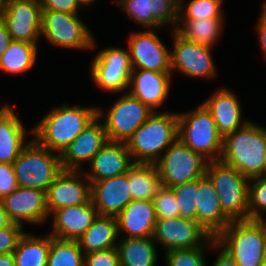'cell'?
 Listing matches in <instances>:
<instances>
[{"instance_id":"obj_1","label":"cell","mask_w":266,"mask_h":266,"mask_svg":"<svg viewBox=\"0 0 266 266\" xmlns=\"http://www.w3.org/2000/svg\"><path fill=\"white\" fill-rule=\"evenodd\" d=\"M97 117L96 107H70L63 104L52 109L29 131L39 145L61 154Z\"/></svg>"},{"instance_id":"obj_2","label":"cell","mask_w":266,"mask_h":266,"mask_svg":"<svg viewBox=\"0 0 266 266\" xmlns=\"http://www.w3.org/2000/svg\"><path fill=\"white\" fill-rule=\"evenodd\" d=\"M266 129L248 121L223 138L220 161L240 171L245 177L264 175Z\"/></svg>"},{"instance_id":"obj_3","label":"cell","mask_w":266,"mask_h":266,"mask_svg":"<svg viewBox=\"0 0 266 266\" xmlns=\"http://www.w3.org/2000/svg\"><path fill=\"white\" fill-rule=\"evenodd\" d=\"M177 139L178 114L156 111L134 131L126 144L134 163L155 164L162 151Z\"/></svg>"},{"instance_id":"obj_4","label":"cell","mask_w":266,"mask_h":266,"mask_svg":"<svg viewBox=\"0 0 266 266\" xmlns=\"http://www.w3.org/2000/svg\"><path fill=\"white\" fill-rule=\"evenodd\" d=\"M215 246H223L238 266H260L266 259L262 219L232 221L215 237Z\"/></svg>"},{"instance_id":"obj_5","label":"cell","mask_w":266,"mask_h":266,"mask_svg":"<svg viewBox=\"0 0 266 266\" xmlns=\"http://www.w3.org/2000/svg\"><path fill=\"white\" fill-rule=\"evenodd\" d=\"M39 145L34 139L22 149L12 166L18 187L48 190L63 171L60 154Z\"/></svg>"},{"instance_id":"obj_6","label":"cell","mask_w":266,"mask_h":266,"mask_svg":"<svg viewBox=\"0 0 266 266\" xmlns=\"http://www.w3.org/2000/svg\"><path fill=\"white\" fill-rule=\"evenodd\" d=\"M178 139L210 161H219L221 158L223 137L203 103L190 113L178 114Z\"/></svg>"},{"instance_id":"obj_7","label":"cell","mask_w":266,"mask_h":266,"mask_svg":"<svg viewBox=\"0 0 266 266\" xmlns=\"http://www.w3.org/2000/svg\"><path fill=\"white\" fill-rule=\"evenodd\" d=\"M206 175L212 181L222 211L232 220H248L249 178L222 161H210Z\"/></svg>"},{"instance_id":"obj_8","label":"cell","mask_w":266,"mask_h":266,"mask_svg":"<svg viewBox=\"0 0 266 266\" xmlns=\"http://www.w3.org/2000/svg\"><path fill=\"white\" fill-rule=\"evenodd\" d=\"M209 163L210 160L203 154L194 152L177 139L155 165L161 186L171 188L201 178L206 174Z\"/></svg>"},{"instance_id":"obj_9","label":"cell","mask_w":266,"mask_h":266,"mask_svg":"<svg viewBox=\"0 0 266 266\" xmlns=\"http://www.w3.org/2000/svg\"><path fill=\"white\" fill-rule=\"evenodd\" d=\"M54 46L93 49L94 38L77 14L42 10L41 36Z\"/></svg>"},{"instance_id":"obj_10","label":"cell","mask_w":266,"mask_h":266,"mask_svg":"<svg viewBox=\"0 0 266 266\" xmlns=\"http://www.w3.org/2000/svg\"><path fill=\"white\" fill-rule=\"evenodd\" d=\"M139 99L125 92L108 110L103 119L109 141L123 142L132 137L134 131L141 126L153 113Z\"/></svg>"},{"instance_id":"obj_11","label":"cell","mask_w":266,"mask_h":266,"mask_svg":"<svg viewBox=\"0 0 266 266\" xmlns=\"http://www.w3.org/2000/svg\"><path fill=\"white\" fill-rule=\"evenodd\" d=\"M153 239L165 247L166 252L202 247L204 243L215 247V238L197 221L180 217L157 218Z\"/></svg>"},{"instance_id":"obj_12","label":"cell","mask_w":266,"mask_h":266,"mask_svg":"<svg viewBox=\"0 0 266 266\" xmlns=\"http://www.w3.org/2000/svg\"><path fill=\"white\" fill-rule=\"evenodd\" d=\"M94 83L106 92H122L129 87L132 67L129 50L111 47L101 50L91 62Z\"/></svg>"},{"instance_id":"obj_13","label":"cell","mask_w":266,"mask_h":266,"mask_svg":"<svg viewBox=\"0 0 266 266\" xmlns=\"http://www.w3.org/2000/svg\"><path fill=\"white\" fill-rule=\"evenodd\" d=\"M0 19L12 40L38 43L41 36L42 7L34 0H3Z\"/></svg>"},{"instance_id":"obj_14","label":"cell","mask_w":266,"mask_h":266,"mask_svg":"<svg viewBox=\"0 0 266 266\" xmlns=\"http://www.w3.org/2000/svg\"><path fill=\"white\" fill-rule=\"evenodd\" d=\"M173 51L170 52L171 70L177 69L189 77L210 78L216 76L211 47L180 36L175 30Z\"/></svg>"},{"instance_id":"obj_15","label":"cell","mask_w":266,"mask_h":266,"mask_svg":"<svg viewBox=\"0 0 266 266\" xmlns=\"http://www.w3.org/2000/svg\"><path fill=\"white\" fill-rule=\"evenodd\" d=\"M128 42L132 69L172 72L170 52L154 32L132 33Z\"/></svg>"},{"instance_id":"obj_16","label":"cell","mask_w":266,"mask_h":266,"mask_svg":"<svg viewBox=\"0 0 266 266\" xmlns=\"http://www.w3.org/2000/svg\"><path fill=\"white\" fill-rule=\"evenodd\" d=\"M102 112L98 108V117L60 154L63 170L79 171L81 163L91 162L94 155L109 141L104 123L100 121Z\"/></svg>"},{"instance_id":"obj_17","label":"cell","mask_w":266,"mask_h":266,"mask_svg":"<svg viewBox=\"0 0 266 266\" xmlns=\"http://www.w3.org/2000/svg\"><path fill=\"white\" fill-rule=\"evenodd\" d=\"M1 201L11 222L21 226L24 222L42 223L50 216L46 191L41 189L17 187Z\"/></svg>"},{"instance_id":"obj_18","label":"cell","mask_w":266,"mask_h":266,"mask_svg":"<svg viewBox=\"0 0 266 266\" xmlns=\"http://www.w3.org/2000/svg\"><path fill=\"white\" fill-rule=\"evenodd\" d=\"M80 173L63 170L49 186L46 192L49 215L57 209L91 202V182L87 177L86 182L80 180Z\"/></svg>"},{"instance_id":"obj_19","label":"cell","mask_w":266,"mask_h":266,"mask_svg":"<svg viewBox=\"0 0 266 266\" xmlns=\"http://www.w3.org/2000/svg\"><path fill=\"white\" fill-rule=\"evenodd\" d=\"M141 26L159 27L179 21V0H115Z\"/></svg>"},{"instance_id":"obj_20","label":"cell","mask_w":266,"mask_h":266,"mask_svg":"<svg viewBox=\"0 0 266 266\" xmlns=\"http://www.w3.org/2000/svg\"><path fill=\"white\" fill-rule=\"evenodd\" d=\"M132 201L128 172L91 182V202L99 215L117 216Z\"/></svg>"},{"instance_id":"obj_21","label":"cell","mask_w":266,"mask_h":266,"mask_svg":"<svg viewBox=\"0 0 266 266\" xmlns=\"http://www.w3.org/2000/svg\"><path fill=\"white\" fill-rule=\"evenodd\" d=\"M90 171L86 176L90 182H96L124 175L135 164L127 144L108 141L90 162Z\"/></svg>"},{"instance_id":"obj_22","label":"cell","mask_w":266,"mask_h":266,"mask_svg":"<svg viewBox=\"0 0 266 266\" xmlns=\"http://www.w3.org/2000/svg\"><path fill=\"white\" fill-rule=\"evenodd\" d=\"M52 237L77 241L98 217V211L90 202L87 205H73L54 210Z\"/></svg>"},{"instance_id":"obj_23","label":"cell","mask_w":266,"mask_h":266,"mask_svg":"<svg viewBox=\"0 0 266 266\" xmlns=\"http://www.w3.org/2000/svg\"><path fill=\"white\" fill-rule=\"evenodd\" d=\"M196 208V221L214 238L232 222L222 211L218 193L206 174L198 179Z\"/></svg>"},{"instance_id":"obj_24","label":"cell","mask_w":266,"mask_h":266,"mask_svg":"<svg viewBox=\"0 0 266 266\" xmlns=\"http://www.w3.org/2000/svg\"><path fill=\"white\" fill-rule=\"evenodd\" d=\"M171 75L172 72L132 69L129 80L132 89L128 92L156 112L168 96Z\"/></svg>"},{"instance_id":"obj_25","label":"cell","mask_w":266,"mask_h":266,"mask_svg":"<svg viewBox=\"0 0 266 266\" xmlns=\"http://www.w3.org/2000/svg\"><path fill=\"white\" fill-rule=\"evenodd\" d=\"M156 219L153 201L132 200L116 216L118 233L127 232V238L153 237Z\"/></svg>"},{"instance_id":"obj_26","label":"cell","mask_w":266,"mask_h":266,"mask_svg":"<svg viewBox=\"0 0 266 266\" xmlns=\"http://www.w3.org/2000/svg\"><path fill=\"white\" fill-rule=\"evenodd\" d=\"M203 104L211 112L218 132L223 138L248 122H241L242 107L238 98L229 89H219Z\"/></svg>"},{"instance_id":"obj_27","label":"cell","mask_w":266,"mask_h":266,"mask_svg":"<svg viewBox=\"0 0 266 266\" xmlns=\"http://www.w3.org/2000/svg\"><path fill=\"white\" fill-rule=\"evenodd\" d=\"M27 130L8 104L0 107V163L13 164L22 149Z\"/></svg>"},{"instance_id":"obj_28","label":"cell","mask_w":266,"mask_h":266,"mask_svg":"<svg viewBox=\"0 0 266 266\" xmlns=\"http://www.w3.org/2000/svg\"><path fill=\"white\" fill-rule=\"evenodd\" d=\"M119 236L115 216L98 215L93 224L77 240L84 255L110 248H116Z\"/></svg>"},{"instance_id":"obj_29","label":"cell","mask_w":266,"mask_h":266,"mask_svg":"<svg viewBox=\"0 0 266 266\" xmlns=\"http://www.w3.org/2000/svg\"><path fill=\"white\" fill-rule=\"evenodd\" d=\"M156 245L153 237L127 238L117 244L120 266H155Z\"/></svg>"},{"instance_id":"obj_30","label":"cell","mask_w":266,"mask_h":266,"mask_svg":"<svg viewBox=\"0 0 266 266\" xmlns=\"http://www.w3.org/2000/svg\"><path fill=\"white\" fill-rule=\"evenodd\" d=\"M128 183L132 200L152 201L161 187L160 175L156 165L135 163L128 170Z\"/></svg>"},{"instance_id":"obj_31","label":"cell","mask_w":266,"mask_h":266,"mask_svg":"<svg viewBox=\"0 0 266 266\" xmlns=\"http://www.w3.org/2000/svg\"><path fill=\"white\" fill-rule=\"evenodd\" d=\"M223 19L203 18L198 20H179L174 30L186 40L212 47L222 34ZM181 23H183V26Z\"/></svg>"},{"instance_id":"obj_32","label":"cell","mask_w":266,"mask_h":266,"mask_svg":"<svg viewBox=\"0 0 266 266\" xmlns=\"http://www.w3.org/2000/svg\"><path fill=\"white\" fill-rule=\"evenodd\" d=\"M51 235L37 237L24 233L13 252L16 266H47Z\"/></svg>"},{"instance_id":"obj_33","label":"cell","mask_w":266,"mask_h":266,"mask_svg":"<svg viewBox=\"0 0 266 266\" xmlns=\"http://www.w3.org/2000/svg\"><path fill=\"white\" fill-rule=\"evenodd\" d=\"M37 54V44L12 40L0 56V69L9 74L25 72L34 66Z\"/></svg>"},{"instance_id":"obj_34","label":"cell","mask_w":266,"mask_h":266,"mask_svg":"<svg viewBox=\"0 0 266 266\" xmlns=\"http://www.w3.org/2000/svg\"><path fill=\"white\" fill-rule=\"evenodd\" d=\"M77 241L51 236L47 266H84V253Z\"/></svg>"},{"instance_id":"obj_35","label":"cell","mask_w":266,"mask_h":266,"mask_svg":"<svg viewBox=\"0 0 266 266\" xmlns=\"http://www.w3.org/2000/svg\"><path fill=\"white\" fill-rule=\"evenodd\" d=\"M222 2V0H190L185 9L183 0H179V20L223 18Z\"/></svg>"},{"instance_id":"obj_36","label":"cell","mask_w":266,"mask_h":266,"mask_svg":"<svg viewBox=\"0 0 266 266\" xmlns=\"http://www.w3.org/2000/svg\"><path fill=\"white\" fill-rule=\"evenodd\" d=\"M183 220H195L197 213L198 179L175 187H171Z\"/></svg>"},{"instance_id":"obj_37","label":"cell","mask_w":266,"mask_h":266,"mask_svg":"<svg viewBox=\"0 0 266 266\" xmlns=\"http://www.w3.org/2000/svg\"><path fill=\"white\" fill-rule=\"evenodd\" d=\"M260 210L266 212V175L249 179L248 219H262Z\"/></svg>"},{"instance_id":"obj_38","label":"cell","mask_w":266,"mask_h":266,"mask_svg":"<svg viewBox=\"0 0 266 266\" xmlns=\"http://www.w3.org/2000/svg\"><path fill=\"white\" fill-rule=\"evenodd\" d=\"M152 201L156 218L179 217L178 204L171 188L161 186Z\"/></svg>"},{"instance_id":"obj_39","label":"cell","mask_w":266,"mask_h":266,"mask_svg":"<svg viewBox=\"0 0 266 266\" xmlns=\"http://www.w3.org/2000/svg\"><path fill=\"white\" fill-rule=\"evenodd\" d=\"M205 244L193 249L166 252V266H206L203 258Z\"/></svg>"},{"instance_id":"obj_40","label":"cell","mask_w":266,"mask_h":266,"mask_svg":"<svg viewBox=\"0 0 266 266\" xmlns=\"http://www.w3.org/2000/svg\"><path fill=\"white\" fill-rule=\"evenodd\" d=\"M23 226L11 223L9 226L0 230V255L13 253L17 247L19 239L25 233Z\"/></svg>"},{"instance_id":"obj_41","label":"cell","mask_w":266,"mask_h":266,"mask_svg":"<svg viewBox=\"0 0 266 266\" xmlns=\"http://www.w3.org/2000/svg\"><path fill=\"white\" fill-rule=\"evenodd\" d=\"M84 266H120L117 247L84 255Z\"/></svg>"},{"instance_id":"obj_42","label":"cell","mask_w":266,"mask_h":266,"mask_svg":"<svg viewBox=\"0 0 266 266\" xmlns=\"http://www.w3.org/2000/svg\"><path fill=\"white\" fill-rule=\"evenodd\" d=\"M18 187L12 164L0 163V199Z\"/></svg>"},{"instance_id":"obj_43","label":"cell","mask_w":266,"mask_h":266,"mask_svg":"<svg viewBox=\"0 0 266 266\" xmlns=\"http://www.w3.org/2000/svg\"><path fill=\"white\" fill-rule=\"evenodd\" d=\"M42 10H50L64 12L69 14H77L79 6H82L78 0H42Z\"/></svg>"},{"instance_id":"obj_44","label":"cell","mask_w":266,"mask_h":266,"mask_svg":"<svg viewBox=\"0 0 266 266\" xmlns=\"http://www.w3.org/2000/svg\"><path fill=\"white\" fill-rule=\"evenodd\" d=\"M256 29L261 44L262 52H264L266 58V3H264L263 5Z\"/></svg>"},{"instance_id":"obj_45","label":"cell","mask_w":266,"mask_h":266,"mask_svg":"<svg viewBox=\"0 0 266 266\" xmlns=\"http://www.w3.org/2000/svg\"><path fill=\"white\" fill-rule=\"evenodd\" d=\"M11 41L12 39L9 32L7 31L6 25L0 19V56L7 49Z\"/></svg>"},{"instance_id":"obj_46","label":"cell","mask_w":266,"mask_h":266,"mask_svg":"<svg viewBox=\"0 0 266 266\" xmlns=\"http://www.w3.org/2000/svg\"><path fill=\"white\" fill-rule=\"evenodd\" d=\"M212 266H238L237 262L223 249Z\"/></svg>"},{"instance_id":"obj_47","label":"cell","mask_w":266,"mask_h":266,"mask_svg":"<svg viewBox=\"0 0 266 266\" xmlns=\"http://www.w3.org/2000/svg\"><path fill=\"white\" fill-rule=\"evenodd\" d=\"M11 220L8 218L7 212L4 209L3 203L0 199V230L11 224Z\"/></svg>"},{"instance_id":"obj_48","label":"cell","mask_w":266,"mask_h":266,"mask_svg":"<svg viewBox=\"0 0 266 266\" xmlns=\"http://www.w3.org/2000/svg\"><path fill=\"white\" fill-rule=\"evenodd\" d=\"M0 266H16L13 253L0 255Z\"/></svg>"},{"instance_id":"obj_49","label":"cell","mask_w":266,"mask_h":266,"mask_svg":"<svg viewBox=\"0 0 266 266\" xmlns=\"http://www.w3.org/2000/svg\"><path fill=\"white\" fill-rule=\"evenodd\" d=\"M262 229H263V235H264V240H265V248H266V220L262 218Z\"/></svg>"},{"instance_id":"obj_50","label":"cell","mask_w":266,"mask_h":266,"mask_svg":"<svg viewBox=\"0 0 266 266\" xmlns=\"http://www.w3.org/2000/svg\"><path fill=\"white\" fill-rule=\"evenodd\" d=\"M79 1V3L81 4V5H89V4H91L92 2H94V0H78Z\"/></svg>"},{"instance_id":"obj_51","label":"cell","mask_w":266,"mask_h":266,"mask_svg":"<svg viewBox=\"0 0 266 266\" xmlns=\"http://www.w3.org/2000/svg\"><path fill=\"white\" fill-rule=\"evenodd\" d=\"M263 164H264V175H266V151H265V154L263 156Z\"/></svg>"},{"instance_id":"obj_52","label":"cell","mask_w":266,"mask_h":266,"mask_svg":"<svg viewBox=\"0 0 266 266\" xmlns=\"http://www.w3.org/2000/svg\"><path fill=\"white\" fill-rule=\"evenodd\" d=\"M2 1H3V0H0V17H1Z\"/></svg>"},{"instance_id":"obj_53","label":"cell","mask_w":266,"mask_h":266,"mask_svg":"<svg viewBox=\"0 0 266 266\" xmlns=\"http://www.w3.org/2000/svg\"><path fill=\"white\" fill-rule=\"evenodd\" d=\"M260 266H266V259L264 260V262Z\"/></svg>"}]
</instances>
